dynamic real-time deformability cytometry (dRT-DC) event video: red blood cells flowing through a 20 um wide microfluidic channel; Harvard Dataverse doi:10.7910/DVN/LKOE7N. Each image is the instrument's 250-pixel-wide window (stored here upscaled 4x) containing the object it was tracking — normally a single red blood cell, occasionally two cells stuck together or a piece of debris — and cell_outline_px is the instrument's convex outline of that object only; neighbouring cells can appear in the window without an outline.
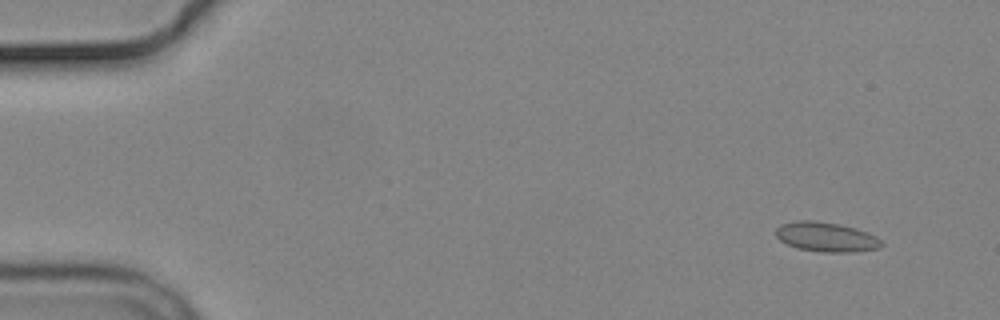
{"species": "common noctule bat (a hibernating species)", "species_latin": "Nyctalus noctula", "temperature_condition": "cold", "stored_images_in_passage": 7, "camera_frame_rate_fps": 3000, "um_per_image_px": 0.085, "animal": {"sex": "male", "body_mass_g": 19.2, "forearm_length_mm": 51.8}, "frame": {"image": 1, "passage_image": 1, "time_ms": 0.0, "image_size_px": [1000, 320], "cell_outline_px": [[884, 244], [880, 248], [852, 252], [824, 252], [796, 248], [780, 240], [776, 236], [776, 228], [780, 224], [796, 220], [816, 220], [840, 224], [856, 228], [868, 232], [876, 236]], "centroid_in_image_um": [70.23, 20.13], "position_along_channel_um": 14.8, "area_um2": 18.38}}
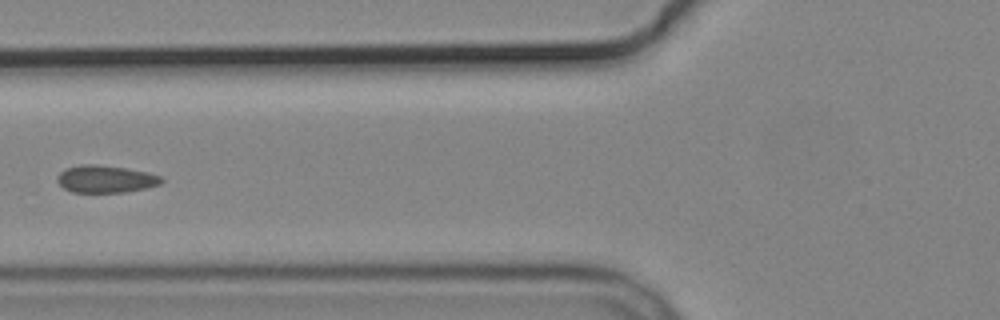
{"frame": {"image": 2, "passage_image": 6, "time_ms": 6.0, "image_size_px": [1000, 320], "cell_outline_px": [[164, 180], [160, 184], [144, 188], [124, 192], [72, 192], [64, 188], [56, 180], [56, 176], [64, 168], [80, 164], [96, 164], [124, 168], [148, 172], [160, 176]], "centroid_in_image_um": [8.93, 15.21], "position_along_channel_um": 116.9, "area_um2": 16.59}}
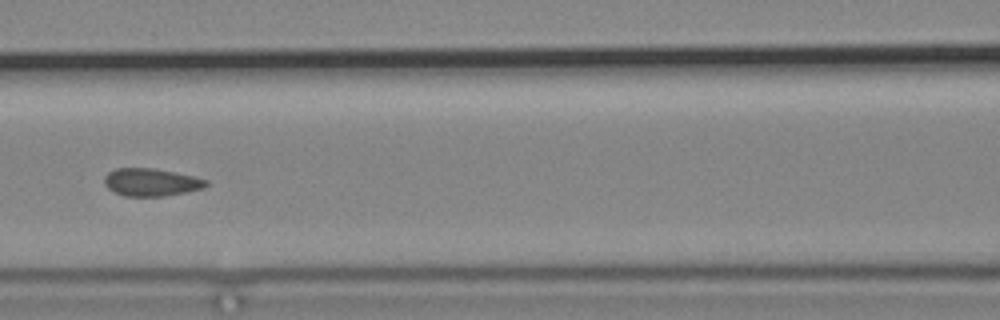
{"frame": {"image": 3, "passage_image": 7, "time_ms": 7.0, "image_size_px": [1000, 320], "cell_outline_px": [[208, 184], [204, 188], [164, 196], [124, 196], [108, 188], [104, 184], [104, 176], [108, 172], [116, 168], [152, 168], [192, 176], [208, 180]], "centroid_in_image_um": [12.82, 15.49], "position_along_channel_um": 153.8, "area_um2": 16.24}}